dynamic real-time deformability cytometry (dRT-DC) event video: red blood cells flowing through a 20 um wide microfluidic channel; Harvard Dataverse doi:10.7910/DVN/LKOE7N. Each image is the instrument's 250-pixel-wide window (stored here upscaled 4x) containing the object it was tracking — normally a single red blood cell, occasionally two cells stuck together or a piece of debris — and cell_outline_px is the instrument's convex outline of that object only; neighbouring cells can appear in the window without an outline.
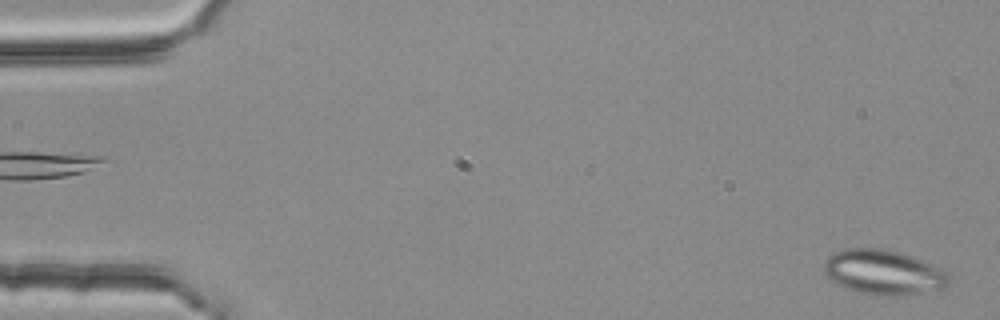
{"species": "common noctule bat (a hibernating species)", "species_latin": "Nyctalus noctula", "temperature_condition": "room temperature", "stored_images_in_passage": 3, "camera_frame_rate_fps": 3000, "um_per_image_px": 0.085, "animal": {"sex": "female", "body_mass_g": 25.1}, "frame": {"image": 1, "passage_image": 3, "time_ms": 0.667, "image_size_px": [1000, 320], "cell_outline_px": [[948, 284], [944, 288], [904, 296], [876, 296], [856, 292], [844, 288], [836, 284], [824, 272], [824, 260], [832, 252], [844, 248], [884, 248], [900, 252], [912, 256], [932, 264], [948, 272]], "centroid_in_image_um": [75.07, 23.15], "position_along_channel_um": 9.9, "area_um2": 33.18}}